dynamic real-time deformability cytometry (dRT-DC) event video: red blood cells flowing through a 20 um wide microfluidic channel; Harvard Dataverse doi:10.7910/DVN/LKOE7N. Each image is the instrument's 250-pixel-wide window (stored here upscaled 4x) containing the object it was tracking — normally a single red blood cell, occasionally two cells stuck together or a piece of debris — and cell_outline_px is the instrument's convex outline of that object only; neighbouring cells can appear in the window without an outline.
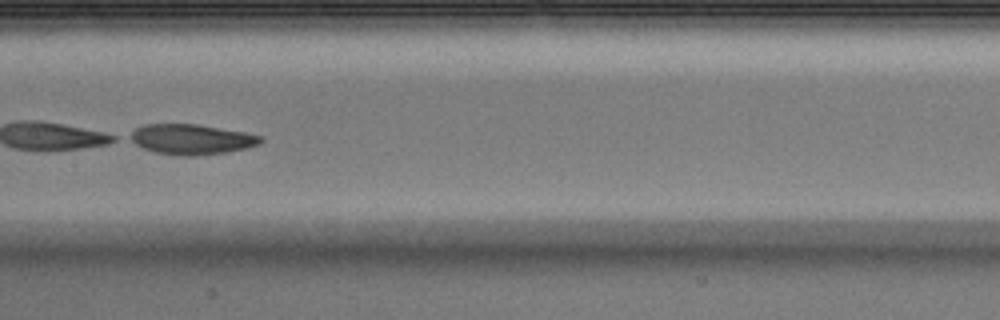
{"species": "Egyptian fruit bat (a non-hibernating species)", "species_latin": "Rousettus aegyptiacus", "temperature_condition": "warm", "stored_images_in_passage": 6, "camera_frame_rate_fps": 3000, "um_per_image_px": 0.085, "animal": {"sex": "male"}, "frame": {"image": 1, "passage_image": 6, "time_ms": 1.667, "image_size_px": [1000, 320], "cell_outline_px": [[264, 140], [260, 144], [228, 152], [196, 156], [180, 156], [156, 152], [144, 148], [128, 140], [124, 136], [136, 128], [144, 124], [196, 124], [244, 132], [264, 136]], "centroid_in_image_um": [16.24, 11.84], "position_along_channel_um": 191.2, "area_um2": 23.24}}